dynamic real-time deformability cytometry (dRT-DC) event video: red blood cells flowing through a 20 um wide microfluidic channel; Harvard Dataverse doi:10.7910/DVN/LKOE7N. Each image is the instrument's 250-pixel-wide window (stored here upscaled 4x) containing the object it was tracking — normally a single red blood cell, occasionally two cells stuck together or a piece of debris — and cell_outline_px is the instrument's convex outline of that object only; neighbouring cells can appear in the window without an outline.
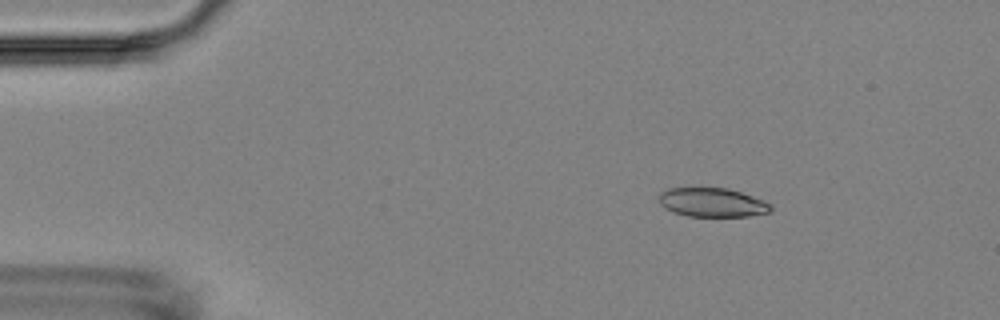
{"species": "Egyptian fruit bat (a non-hibernating species)", "species_latin": "Rousettus aegyptiacus", "temperature_condition": "room temperature", "stored_images_in_passage": 5, "camera_frame_rate_fps": 3000, "um_per_image_px": 0.085, "animal": {"sex": "female"}, "frame": {"image": 1, "passage_image": 2, "time_ms": 2.0, "image_size_px": [1000, 320], "cell_outline_px": [[772, 212], [748, 216], [688, 216], [672, 212], [664, 208], [660, 204], [660, 192], [668, 188], [728, 188], [764, 200], [772, 204]], "centroid_in_image_um": [60.56, 17.21], "position_along_channel_um": 24.4, "area_um2": 18.96}}